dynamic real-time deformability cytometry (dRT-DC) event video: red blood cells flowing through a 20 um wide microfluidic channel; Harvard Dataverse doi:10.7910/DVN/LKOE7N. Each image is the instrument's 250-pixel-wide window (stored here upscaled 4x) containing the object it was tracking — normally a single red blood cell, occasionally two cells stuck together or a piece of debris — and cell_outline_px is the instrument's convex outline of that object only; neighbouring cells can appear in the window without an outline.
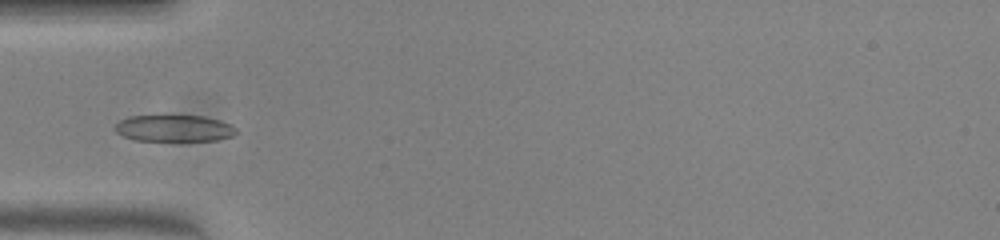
{"species": "common noctule bat (a hibernating species)", "species_latin": "Nyctalus noctula", "temperature_condition": "warm", "stored_images_in_passage": 36, "camera_frame_rate_fps": 3000, "um_per_image_px": 0.085, "animal": {"sex": "female", "body_mass_g": 23.0, "forearm_length_mm": 53.4}, "frame": {"image": 1, "passage_image": 1, "time_ms": 0.0, "image_size_px": [1000, 240], "cell_outline_px": [[240, 132], [232, 136], [216, 140], [136, 140], [124, 136], [116, 132], [112, 128], [120, 120], [128, 116], [204, 116], [220, 120], [232, 124]], "centroid_in_image_um": [14.83, 10.9], "position_along_channel_um": 70.2, "area_um2": 18.79}}
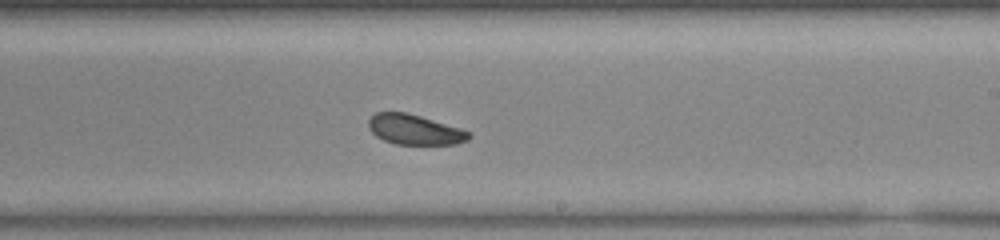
{"frame": {"image": 2, "passage_image": 15, "time_ms": 4.667, "image_size_px": [1000, 240], "cell_outline_px": [[472, 136], [468, 140], [456, 144], [396, 144], [384, 140], [376, 136], [368, 128], [368, 120], [376, 112], [404, 112], [420, 116], [460, 128], [472, 132]], "centroid_in_image_um": [35.25, 11.02], "position_along_channel_um": 253.7, "area_um2": 17.57}}
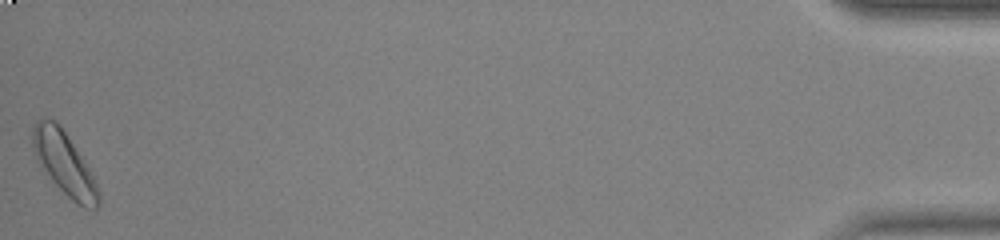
{"frame": {"image": 3, "passage_image": 36, "time_ms": 11.667, "image_size_px": [1000, 240], "cell_outline_px": [[100, 204], [96, 208], [84, 208], [76, 204], [52, 180], [36, 160], [32, 148], [32, 124], [36, 120], [52, 120], [64, 132], [84, 160], [100, 192]], "centroid_in_image_um": [5.45, 13.93], "position_along_channel_um": 429.8, "area_um2": 23.52}, "authors_computed_cell_mechanics": {"area_um2": 18.7561, "velocity_mm_per_s": 3.9268, "shape_relaxation_time_tau1_ms": 1.0683, "shape_relaxation_time_tau2_ms": 3.2497, "deformation_change_tau1": 0.0867, "deformation_change_tau2": 0.0855}}